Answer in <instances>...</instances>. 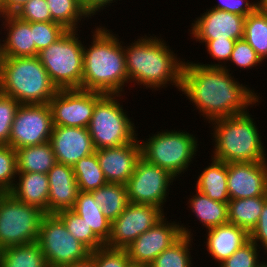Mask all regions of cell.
Instances as JSON below:
<instances>
[{"label":"cell","instance_id":"6da1fadb","mask_svg":"<svg viewBox=\"0 0 267 267\" xmlns=\"http://www.w3.org/2000/svg\"><path fill=\"white\" fill-rule=\"evenodd\" d=\"M230 71L227 65L219 68L184 62L181 92L208 123L245 113L261 101L254 89L240 84Z\"/></svg>","mask_w":267,"mask_h":267},{"label":"cell","instance_id":"7a4b0ae2","mask_svg":"<svg viewBox=\"0 0 267 267\" xmlns=\"http://www.w3.org/2000/svg\"><path fill=\"white\" fill-rule=\"evenodd\" d=\"M169 47L161 36L152 35H142L129 46L124 45L128 82L152 91L171 84L180 92L185 59L178 58Z\"/></svg>","mask_w":267,"mask_h":267},{"label":"cell","instance_id":"3957f363","mask_svg":"<svg viewBox=\"0 0 267 267\" xmlns=\"http://www.w3.org/2000/svg\"><path fill=\"white\" fill-rule=\"evenodd\" d=\"M105 27L95 26V30L91 31V45L83 47L81 89L103 94H122L128 83L124 42L120 41L118 34Z\"/></svg>","mask_w":267,"mask_h":267},{"label":"cell","instance_id":"277c9868","mask_svg":"<svg viewBox=\"0 0 267 267\" xmlns=\"http://www.w3.org/2000/svg\"><path fill=\"white\" fill-rule=\"evenodd\" d=\"M252 117L247 111L209 122L214 142L211 158L225 163L267 161L261 133Z\"/></svg>","mask_w":267,"mask_h":267},{"label":"cell","instance_id":"5b68a950","mask_svg":"<svg viewBox=\"0 0 267 267\" xmlns=\"http://www.w3.org/2000/svg\"><path fill=\"white\" fill-rule=\"evenodd\" d=\"M59 89L38 56L0 57V92L20 104H48Z\"/></svg>","mask_w":267,"mask_h":267},{"label":"cell","instance_id":"8992f818","mask_svg":"<svg viewBox=\"0 0 267 267\" xmlns=\"http://www.w3.org/2000/svg\"><path fill=\"white\" fill-rule=\"evenodd\" d=\"M195 138V135L185 130L157 131L145 141L140 140L141 156L148 162L166 169L178 179L188 170L197 155L199 144Z\"/></svg>","mask_w":267,"mask_h":267},{"label":"cell","instance_id":"52a82bcc","mask_svg":"<svg viewBox=\"0 0 267 267\" xmlns=\"http://www.w3.org/2000/svg\"><path fill=\"white\" fill-rule=\"evenodd\" d=\"M121 96L105 94L94 107L88 130L95 150L128 144L138 136L131 117L119 102Z\"/></svg>","mask_w":267,"mask_h":267},{"label":"cell","instance_id":"ba28073f","mask_svg":"<svg viewBox=\"0 0 267 267\" xmlns=\"http://www.w3.org/2000/svg\"><path fill=\"white\" fill-rule=\"evenodd\" d=\"M79 30H68L38 53V58L58 89H81L83 47Z\"/></svg>","mask_w":267,"mask_h":267},{"label":"cell","instance_id":"9c48e42d","mask_svg":"<svg viewBox=\"0 0 267 267\" xmlns=\"http://www.w3.org/2000/svg\"><path fill=\"white\" fill-rule=\"evenodd\" d=\"M45 213L9 192L0 195V250L37 242Z\"/></svg>","mask_w":267,"mask_h":267},{"label":"cell","instance_id":"30bf717a","mask_svg":"<svg viewBox=\"0 0 267 267\" xmlns=\"http://www.w3.org/2000/svg\"><path fill=\"white\" fill-rule=\"evenodd\" d=\"M48 267H63L85 259L91 251L75 239L57 214L43 215L37 241Z\"/></svg>","mask_w":267,"mask_h":267},{"label":"cell","instance_id":"8fae6325","mask_svg":"<svg viewBox=\"0 0 267 267\" xmlns=\"http://www.w3.org/2000/svg\"><path fill=\"white\" fill-rule=\"evenodd\" d=\"M176 179L166 169L148 162L141 156L126 183L129 203L152 205L164 211L163 206L170 190L168 188Z\"/></svg>","mask_w":267,"mask_h":267},{"label":"cell","instance_id":"7c38bea8","mask_svg":"<svg viewBox=\"0 0 267 267\" xmlns=\"http://www.w3.org/2000/svg\"><path fill=\"white\" fill-rule=\"evenodd\" d=\"M191 231V228H187L183 223L171 220L169 222L164 216L125 250L132 265L148 267L162 251L170 248L183 235L193 236Z\"/></svg>","mask_w":267,"mask_h":267},{"label":"cell","instance_id":"4fadbf2b","mask_svg":"<svg viewBox=\"0 0 267 267\" xmlns=\"http://www.w3.org/2000/svg\"><path fill=\"white\" fill-rule=\"evenodd\" d=\"M53 121L49 104H20L11 127L9 146L20 149L49 142Z\"/></svg>","mask_w":267,"mask_h":267},{"label":"cell","instance_id":"5bb4252c","mask_svg":"<svg viewBox=\"0 0 267 267\" xmlns=\"http://www.w3.org/2000/svg\"><path fill=\"white\" fill-rule=\"evenodd\" d=\"M104 95L82 89H59L48 103L53 126L88 128L94 107Z\"/></svg>","mask_w":267,"mask_h":267},{"label":"cell","instance_id":"9a60e30c","mask_svg":"<svg viewBox=\"0 0 267 267\" xmlns=\"http://www.w3.org/2000/svg\"><path fill=\"white\" fill-rule=\"evenodd\" d=\"M164 214L159 207L129 203L111 223V234L105 246L126 249L138 236L160 221Z\"/></svg>","mask_w":267,"mask_h":267},{"label":"cell","instance_id":"2e32d148","mask_svg":"<svg viewBox=\"0 0 267 267\" xmlns=\"http://www.w3.org/2000/svg\"><path fill=\"white\" fill-rule=\"evenodd\" d=\"M230 200L267 197V161L227 163Z\"/></svg>","mask_w":267,"mask_h":267},{"label":"cell","instance_id":"e0dca14e","mask_svg":"<svg viewBox=\"0 0 267 267\" xmlns=\"http://www.w3.org/2000/svg\"><path fill=\"white\" fill-rule=\"evenodd\" d=\"M196 19L188 29L195 40L243 39L245 16L210 8Z\"/></svg>","mask_w":267,"mask_h":267},{"label":"cell","instance_id":"ac0fdd59","mask_svg":"<svg viewBox=\"0 0 267 267\" xmlns=\"http://www.w3.org/2000/svg\"><path fill=\"white\" fill-rule=\"evenodd\" d=\"M95 153L106 181L126 185L141 157V144L137 137L128 144L97 149Z\"/></svg>","mask_w":267,"mask_h":267},{"label":"cell","instance_id":"d6986e66","mask_svg":"<svg viewBox=\"0 0 267 267\" xmlns=\"http://www.w3.org/2000/svg\"><path fill=\"white\" fill-rule=\"evenodd\" d=\"M49 142L56 161L71 167L95 152L88 128L53 126Z\"/></svg>","mask_w":267,"mask_h":267},{"label":"cell","instance_id":"ffe728a7","mask_svg":"<svg viewBox=\"0 0 267 267\" xmlns=\"http://www.w3.org/2000/svg\"><path fill=\"white\" fill-rule=\"evenodd\" d=\"M47 175L49 179L48 214L72 209L80 192L73 167L57 162Z\"/></svg>","mask_w":267,"mask_h":267},{"label":"cell","instance_id":"44dd1931","mask_svg":"<svg viewBox=\"0 0 267 267\" xmlns=\"http://www.w3.org/2000/svg\"><path fill=\"white\" fill-rule=\"evenodd\" d=\"M0 20L3 22L1 25L4 31H7L5 39H0V57L36 56L33 22L23 21L15 15L2 16Z\"/></svg>","mask_w":267,"mask_h":267},{"label":"cell","instance_id":"7402d4cb","mask_svg":"<svg viewBox=\"0 0 267 267\" xmlns=\"http://www.w3.org/2000/svg\"><path fill=\"white\" fill-rule=\"evenodd\" d=\"M206 249L219 265L249 240V233L234 224L226 223L206 230Z\"/></svg>","mask_w":267,"mask_h":267},{"label":"cell","instance_id":"603a6c76","mask_svg":"<svg viewBox=\"0 0 267 267\" xmlns=\"http://www.w3.org/2000/svg\"><path fill=\"white\" fill-rule=\"evenodd\" d=\"M9 193L21 202L37 207L48 214L49 179L47 174L17 173L16 181Z\"/></svg>","mask_w":267,"mask_h":267},{"label":"cell","instance_id":"cb8c5ba5","mask_svg":"<svg viewBox=\"0 0 267 267\" xmlns=\"http://www.w3.org/2000/svg\"><path fill=\"white\" fill-rule=\"evenodd\" d=\"M211 164L198 175L196 190L210 199L228 204L227 163L211 158Z\"/></svg>","mask_w":267,"mask_h":267},{"label":"cell","instance_id":"d4e9b609","mask_svg":"<svg viewBox=\"0 0 267 267\" xmlns=\"http://www.w3.org/2000/svg\"><path fill=\"white\" fill-rule=\"evenodd\" d=\"M16 155L17 173L47 174L57 163L50 142L16 149Z\"/></svg>","mask_w":267,"mask_h":267},{"label":"cell","instance_id":"484cf974","mask_svg":"<svg viewBox=\"0 0 267 267\" xmlns=\"http://www.w3.org/2000/svg\"><path fill=\"white\" fill-rule=\"evenodd\" d=\"M72 210L84 219L104 244L107 243L111 234V222L103 215L90 192L80 191Z\"/></svg>","mask_w":267,"mask_h":267},{"label":"cell","instance_id":"4316f807","mask_svg":"<svg viewBox=\"0 0 267 267\" xmlns=\"http://www.w3.org/2000/svg\"><path fill=\"white\" fill-rule=\"evenodd\" d=\"M196 194L187 203L194 216L202 223V227L210 229L228 223V204L210 199L205 194L195 190Z\"/></svg>","mask_w":267,"mask_h":267},{"label":"cell","instance_id":"83f0119b","mask_svg":"<svg viewBox=\"0 0 267 267\" xmlns=\"http://www.w3.org/2000/svg\"><path fill=\"white\" fill-rule=\"evenodd\" d=\"M267 197L234 199L228 202V223L245 229L248 233L257 225Z\"/></svg>","mask_w":267,"mask_h":267},{"label":"cell","instance_id":"f1b7e54d","mask_svg":"<svg viewBox=\"0 0 267 267\" xmlns=\"http://www.w3.org/2000/svg\"><path fill=\"white\" fill-rule=\"evenodd\" d=\"M100 206L103 215L112 223L129 204L127 188L123 184L107 182L102 187L90 191Z\"/></svg>","mask_w":267,"mask_h":267},{"label":"cell","instance_id":"f546056e","mask_svg":"<svg viewBox=\"0 0 267 267\" xmlns=\"http://www.w3.org/2000/svg\"><path fill=\"white\" fill-rule=\"evenodd\" d=\"M0 267H48L38 242L0 250Z\"/></svg>","mask_w":267,"mask_h":267},{"label":"cell","instance_id":"4dcf8cb0","mask_svg":"<svg viewBox=\"0 0 267 267\" xmlns=\"http://www.w3.org/2000/svg\"><path fill=\"white\" fill-rule=\"evenodd\" d=\"M243 39L264 62L267 58V12L256 9L245 17Z\"/></svg>","mask_w":267,"mask_h":267},{"label":"cell","instance_id":"1f68e13d","mask_svg":"<svg viewBox=\"0 0 267 267\" xmlns=\"http://www.w3.org/2000/svg\"><path fill=\"white\" fill-rule=\"evenodd\" d=\"M54 22L60 23L67 30H78L82 18L89 15L84 11L78 0H46ZM79 24V25H78Z\"/></svg>","mask_w":267,"mask_h":267},{"label":"cell","instance_id":"d6a6232c","mask_svg":"<svg viewBox=\"0 0 267 267\" xmlns=\"http://www.w3.org/2000/svg\"><path fill=\"white\" fill-rule=\"evenodd\" d=\"M73 170L79 190L82 192L96 190L107 183L95 152L80 159L73 166Z\"/></svg>","mask_w":267,"mask_h":267},{"label":"cell","instance_id":"836d02e7","mask_svg":"<svg viewBox=\"0 0 267 267\" xmlns=\"http://www.w3.org/2000/svg\"><path fill=\"white\" fill-rule=\"evenodd\" d=\"M193 238L183 235L170 248L162 251L148 267H192L190 250Z\"/></svg>","mask_w":267,"mask_h":267},{"label":"cell","instance_id":"e575fe53","mask_svg":"<svg viewBox=\"0 0 267 267\" xmlns=\"http://www.w3.org/2000/svg\"><path fill=\"white\" fill-rule=\"evenodd\" d=\"M57 215L62 219L70 234L91 252L105 246L84 219L72 209L60 211Z\"/></svg>","mask_w":267,"mask_h":267},{"label":"cell","instance_id":"d590c367","mask_svg":"<svg viewBox=\"0 0 267 267\" xmlns=\"http://www.w3.org/2000/svg\"><path fill=\"white\" fill-rule=\"evenodd\" d=\"M68 30L60 23L50 22H33V41L36 46V56L38 53L56 42Z\"/></svg>","mask_w":267,"mask_h":267},{"label":"cell","instance_id":"8d00e7d4","mask_svg":"<svg viewBox=\"0 0 267 267\" xmlns=\"http://www.w3.org/2000/svg\"><path fill=\"white\" fill-rule=\"evenodd\" d=\"M17 175L16 150L9 145H0V190L9 192Z\"/></svg>","mask_w":267,"mask_h":267},{"label":"cell","instance_id":"74e56055","mask_svg":"<svg viewBox=\"0 0 267 267\" xmlns=\"http://www.w3.org/2000/svg\"><path fill=\"white\" fill-rule=\"evenodd\" d=\"M260 251L261 249L249 239L218 267H259L263 262L260 261Z\"/></svg>","mask_w":267,"mask_h":267},{"label":"cell","instance_id":"f35d334b","mask_svg":"<svg viewBox=\"0 0 267 267\" xmlns=\"http://www.w3.org/2000/svg\"><path fill=\"white\" fill-rule=\"evenodd\" d=\"M20 103L0 92V145H9L12 123Z\"/></svg>","mask_w":267,"mask_h":267},{"label":"cell","instance_id":"ab89813d","mask_svg":"<svg viewBox=\"0 0 267 267\" xmlns=\"http://www.w3.org/2000/svg\"><path fill=\"white\" fill-rule=\"evenodd\" d=\"M196 42L198 41L199 43H204L206 46L207 53L209 56H211L214 60L219 61L217 64L215 62L207 64V63H200L203 66L207 67H219V68H224L226 64L229 62L232 50L235 45L234 39H225V40H218V39H213V40H195ZM223 61V62H222ZM227 61V62H226ZM224 63V64H223Z\"/></svg>","mask_w":267,"mask_h":267},{"label":"cell","instance_id":"60d3db41","mask_svg":"<svg viewBox=\"0 0 267 267\" xmlns=\"http://www.w3.org/2000/svg\"><path fill=\"white\" fill-rule=\"evenodd\" d=\"M95 259V267H130L131 261L125 249H111L106 246L90 254Z\"/></svg>","mask_w":267,"mask_h":267},{"label":"cell","instance_id":"b9f144b4","mask_svg":"<svg viewBox=\"0 0 267 267\" xmlns=\"http://www.w3.org/2000/svg\"><path fill=\"white\" fill-rule=\"evenodd\" d=\"M230 63L238 66L242 70L252 69L262 63L261 58L245 39L235 41L234 48L230 57ZM259 64V65H258Z\"/></svg>","mask_w":267,"mask_h":267},{"label":"cell","instance_id":"7bdbcfd3","mask_svg":"<svg viewBox=\"0 0 267 267\" xmlns=\"http://www.w3.org/2000/svg\"><path fill=\"white\" fill-rule=\"evenodd\" d=\"M19 19L26 22L53 21L46 0H30L16 14Z\"/></svg>","mask_w":267,"mask_h":267},{"label":"cell","instance_id":"ee69618b","mask_svg":"<svg viewBox=\"0 0 267 267\" xmlns=\"http://www.w3.org/2000/svg\"><path fill=\"white\" fill-rule=\"evenodd\" d=\"M219 3L210 7L226 12H231L247 17L257 9V2H249V0H218Z\"/></svg>","mask_w":267,"mask_h":267},{"label":"cell","instance_id":"f6af8a7d","mask_svg":"<svg viewBox=\"0 0 267 267\" xmlns=\"http://www.w3.org/2000/svg\"><path fill=\"white\" fill-rule=\"evenodd\" d=\"M249 239L252 240L264 254L267 253V201L264 204V208L260 214L257 225L249 233Z\"/></svg>","mask_w":267,"mask_h":267},{"label":"cell","instance_id":"bcb514c9","mask_svg":"<svg viewBox=\"0 0 267 267\" xmlns=\"http://www.w3.org/2000/svg\"><path fill=\"white\" fill-rule=\"evenodd\" d=\"M116 1L117 0H84L81 4L84 11L91 18L93 15H96L101 10L106 9L105 7L111 6V4Z\"/></svg>","mask_w":267,"mask_h":267},{"label":"cell","instance_id":"7dc6e473","mask_svg":"<svg viewBox=\"0 0 267 267\" xmlns=\"http://www.w3.org/2000/svg\"><path fill=\"white\" fill-rule=\"evenodd\" d=\"M30 0H0V17L15 15Z\"/></svg>","mask_w":267,"mask_h":267},{"label":"cell","instance_id":"c3c4849f","mask_svg":"<svg viewBox=\"0 0 267 267\" xmlns=\"http://www.w3.org/2000/svg\"><path fill=\"white\" fill-rule=\"evenodd\" d=\"M63 267H95V259L91 255H89L83 260L64 265Z\"/></svg>","mask_w":267,"mask_h":267},{"label":"cell","instance_id":"681fc988","mask_svg":"<svg viewBox=\"0 0 267 267\" xmlns=\"http://www.w3.org/2000/svg\"><path fill=\"white\" fill-rule=\"evenodd\" d=\"M257 9L267 12V0H257Z\"/></svg>","mask_w":267,"mask_h":267},{"label":"cell","instance_id":"f907efd6","mask_svg":"<svg viewBox=\"0 0 267 267\" xmlns=\"http://www.w3.org/2000/svg\"><path fill=\"white\" fill-rule=\"evenodd\" d=\"M259 267H267V261L265 262V260H264V262H262V263L259 265Z\"/></svg>","mask_w":267,"mask_h":267},{"label":"cell","instance_id":"816d5d0a","mask_svg":"<svg viewBox=\"0 0 267 267\" xmlns=\"http://www.w3.org/2000/svg\"><path fill=\"white\" fill-rule=\"evenodd\" d=\"M130 267H145V266H135V265H131Z\"/></svg>","mask_w":267,"mask_h":267}]
</instances>
